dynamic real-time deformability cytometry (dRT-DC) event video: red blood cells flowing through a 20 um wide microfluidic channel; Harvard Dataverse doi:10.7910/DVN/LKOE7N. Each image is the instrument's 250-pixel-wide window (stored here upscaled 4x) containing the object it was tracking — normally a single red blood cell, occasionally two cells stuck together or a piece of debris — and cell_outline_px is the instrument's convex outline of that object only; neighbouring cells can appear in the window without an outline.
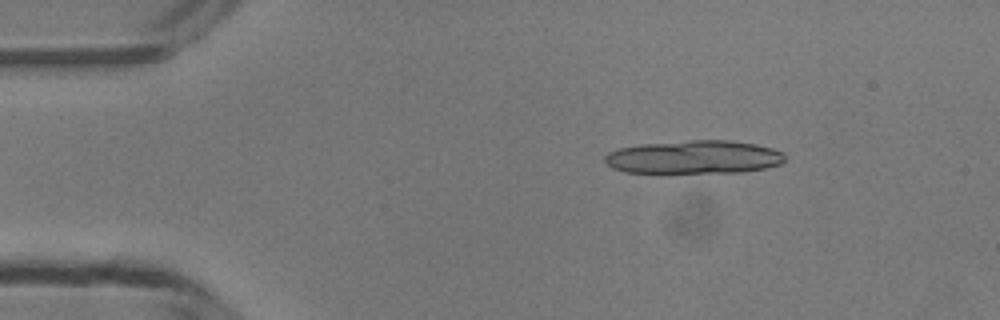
{"species": "common noctule bat (a hibernating species)", "species_latin": "Nyctalus noctula", "temperature_condition": "room temperature", "stored_images_in_passage": 13, "camera_frame_rate_fps": 3000, "um_per_image_px": 0.085, "animal": {"sex": "male", "body_mass_g": 13.3}, "frame": {"image": 1, "passage_image": 3, "time_ms": 0.667, "image_size_px": [1000, 320], "cell_outline_px": [[784, 160], [780, 164], [764, 168], [744, 172], [624, 172], [612, 168], [604, 164], [604, 156], [608, 152], [620, 148], [640, 144], [692, 140], [732, 140], [756, 144], [772, 148], [784, 152]], "centroid_in_image_um": [58.97, 13.35], "position_along_channel_um": 26.0, "area_um2": 35.03}}